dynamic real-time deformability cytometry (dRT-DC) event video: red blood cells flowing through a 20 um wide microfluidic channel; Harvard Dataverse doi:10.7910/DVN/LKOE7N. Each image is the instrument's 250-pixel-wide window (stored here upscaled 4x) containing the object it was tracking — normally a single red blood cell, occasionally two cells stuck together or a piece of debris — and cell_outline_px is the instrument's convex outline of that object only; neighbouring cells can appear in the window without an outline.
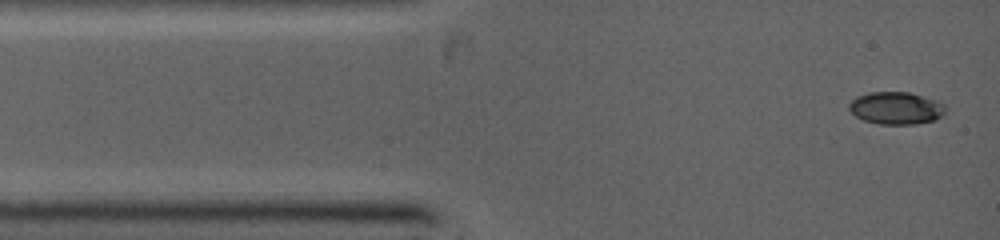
{"species": "common noctule bat (a hibernating species)", "species_latin": "Nyctalus noctula", "temperature_condition": "warm", "stored_images_in_passage": 46, "camera_frame_rate_fps": 5000, "um_per_image_px": 0.085, "animal": {"sex": "female", "body_mass_g": 19.0, "forearm_length_mm": 53.3}, "frame": {"image": 1, "passage_image": 1, "time_ms": 0.0, "image_size_px": [1000, 240], "cell_outline_px": [[944, 112], [940, 116], [932, 120], [916, 124], [880, 124], [864, 120], [856, 116], [848, 108], [848, 104], [856, 96], [868, 92], [908, 92], [944, 104]], "centroid_in_image_um": [76.09, 9.18], "position_along_channel_um": 8.9, "area_um2": 17.86}}
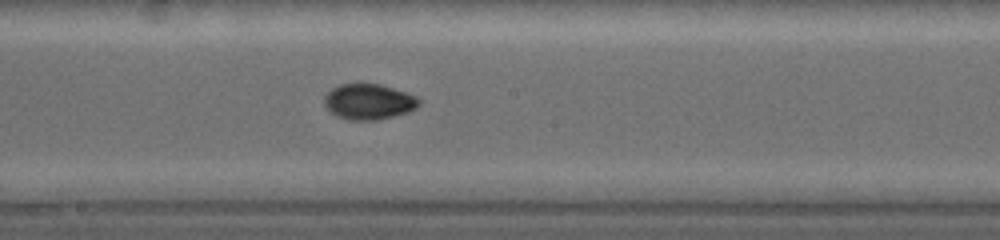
{"frame": {"image": 2, "passage_image": 20, "time_ms": 5.6, "image_size_px": [1000, 240], "cell_outline_px": [[420, 104], [416, 108], [408, 112], [376, 120], [348, 120], [336, 116], [324, 104], [324, 96], [332, 88], [340, 84], [360, 80], [380, 84], [408, 92], [416, 96], [420, 100]], "centroid_in_image_um": [31.34, 8.59], "position_along_channel_um": 216.9, "area_um2": 20.23}}
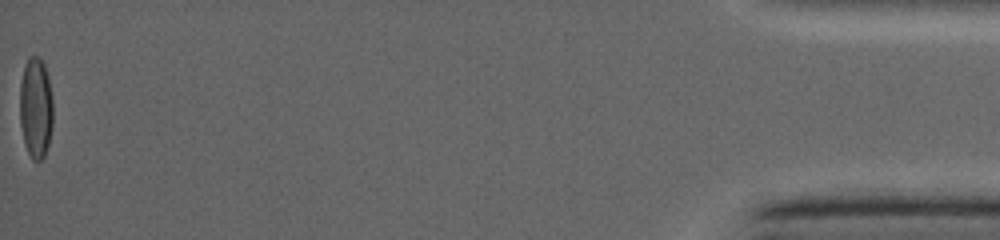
{"frame": {"image": 3, "passage_image": 46, "time_ms": 13.2, "image_size_px": [1000, 240], "cell_outline_px": [[52, 124], [48, 144], [44, 156], [40, 160], [32, 160], [24, 144], [20, 124], [20, 84], [24, 64], [28, 56], [40, 56], [44, 64], [48, 76], [52, 96]], "centroid_in_image_um": [3.03, 9.13], "position_along_channel_um": 432.2, "area_um2": 19.71}}